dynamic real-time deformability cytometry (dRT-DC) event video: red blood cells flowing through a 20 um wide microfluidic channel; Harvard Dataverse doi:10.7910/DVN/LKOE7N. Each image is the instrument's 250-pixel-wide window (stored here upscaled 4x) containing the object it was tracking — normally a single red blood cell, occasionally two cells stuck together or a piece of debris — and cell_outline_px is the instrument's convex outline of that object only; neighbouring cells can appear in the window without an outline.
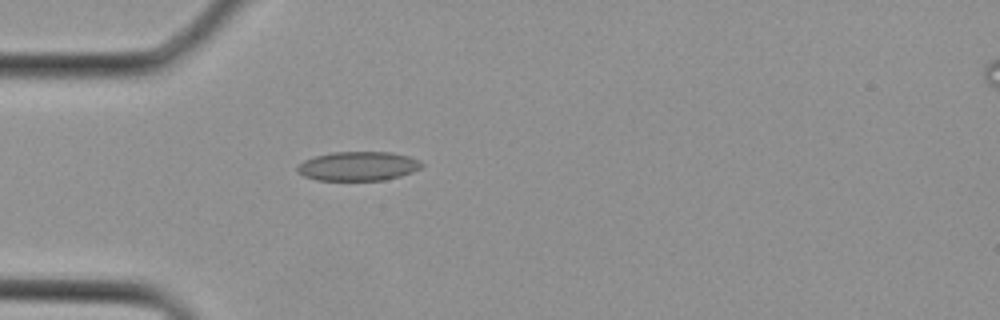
{"species": "Egyptian fruit bat (a non-hibernating species)", "species_latin": "Rousettus aegyptiacus", "temperature_condition": "cold", "stored_images_in_passage": 3, "camera_frame_rate_fps": 3000, "um_per_image_px": 0.085, "animal": {"sex": "female"}, "frame": {"image": 1, "passage_image": 3, "time_ms": 0.667, "image_size_px": [1000, 320], "cell_outline_px": [[424, 164], [420, 168], [412, 172], [400, 176], [384, 180], [316, 180], [304, 176], [296, 172], [296, 168], [304, 160], [316, 156], [332, 152], [392, 152], [408, 156], [420, 160]], "centroid_in_image_um": [30.44, 14.12], "position_along_channel_um": 54.6, "area_um2": 21.15}}